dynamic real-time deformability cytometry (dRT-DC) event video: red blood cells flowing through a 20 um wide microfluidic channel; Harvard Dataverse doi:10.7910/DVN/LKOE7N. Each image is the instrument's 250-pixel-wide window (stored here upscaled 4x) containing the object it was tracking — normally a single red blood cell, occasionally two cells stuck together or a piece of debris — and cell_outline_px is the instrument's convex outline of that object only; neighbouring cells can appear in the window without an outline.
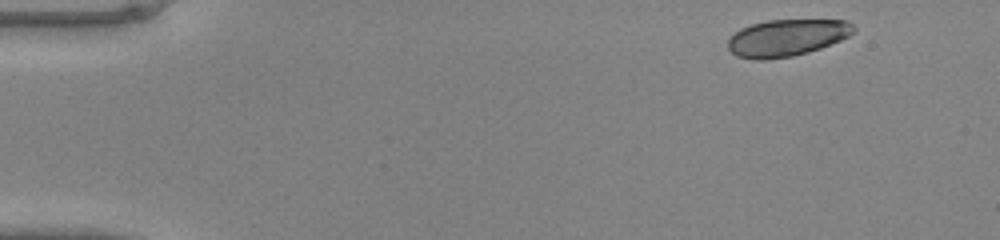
{"species": "common noctule bat (a hibernating species)", "species_latin": "Nyctalus noctula", "temperature_condition": "warm", "stored_images_in_passage": 44, "segment_of_instrument_passage": [1, 2], "camera_frame_rate_fps": 3000, "um_per_image_px": 0.085, "animal": {"sex": "male", "body_mass_g": 20.0, "forearm_length_mm": 53.3}, "frame": {"image": 1, "passage_image": 1, "time_ms": 0.0, "image_size_px": [1000, 240], "cell_outline_px": [[856, 28], [848, 36], [840, 40], [820, 48], [808, 52], [792, 56], [764, 60], [752, 60], [736, 56], [728, 48], [728, 40], [740, 28], [752, 24], [768, 20], [848, 20]], "centroid_in_image_um": [66.86, 3.21], "position_along_channel_um": 18.1, "area_um2": 26.93}}
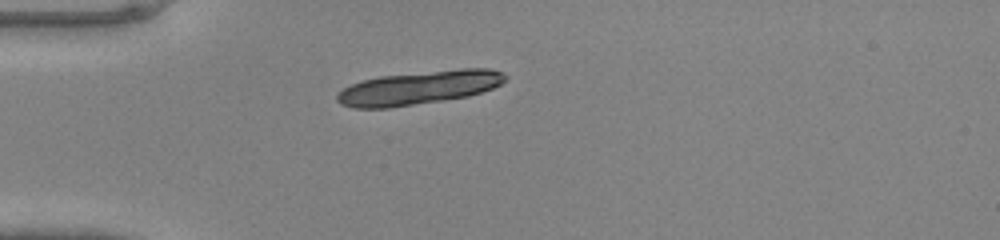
{"frame": {"image": 2, "passage_image": 10, "time_ms": 3.0, "image_size_px": [1000, 240], "cell_outline_px": [[508, 76], [500, 84], [492, 88], [468, 96], [388, 108], [352, 108], [340, 104], [336, 100], [336, 96], [344, 88], [352, 84], [364, 80], [380, 76], [460, 68], [488, 68], [500, 72]], "centroid_in_image_um": [35.59, 7.45], "position_along_channel_um": 49.4, "area_um2": 32.6}}